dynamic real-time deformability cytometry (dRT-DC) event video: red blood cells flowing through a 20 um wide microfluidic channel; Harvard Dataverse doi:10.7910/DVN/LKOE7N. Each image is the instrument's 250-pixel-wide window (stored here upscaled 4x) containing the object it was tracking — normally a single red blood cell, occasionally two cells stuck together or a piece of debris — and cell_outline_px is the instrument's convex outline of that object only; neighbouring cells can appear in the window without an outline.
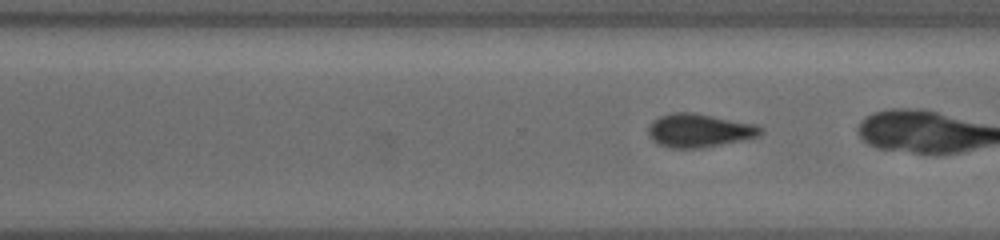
{"species": "common noctule bat (a hibernating species)", "species_latin": "Nyctalus noctula", "temperature_condition": "cold", "stored_images_in_passage": 36, "camera_frame_rate_fps": 3000, "um_per_image_px": 0.085, "animal": {"sex": "female", "body_mass_g": 19.5, "forearm_length_mm": 54.1}, "frame": {"image": 1, "passage_image": 31, "time_ms": 12.667, "image_size_px": [1000, 240], "cell_outline_px": [[764, 132], [760, 136], [748, 140], [700, 148], [672, 148], [660, 144], [652, 140], [648, 132], [648, 128], [660, 116], [672, 112], [696, 112], [756, 124], [764, 128]], "centroid_in_image_um": [59.53, 11.09], "position_along_channel_um": 311.1, "area_um2": 22.2}}